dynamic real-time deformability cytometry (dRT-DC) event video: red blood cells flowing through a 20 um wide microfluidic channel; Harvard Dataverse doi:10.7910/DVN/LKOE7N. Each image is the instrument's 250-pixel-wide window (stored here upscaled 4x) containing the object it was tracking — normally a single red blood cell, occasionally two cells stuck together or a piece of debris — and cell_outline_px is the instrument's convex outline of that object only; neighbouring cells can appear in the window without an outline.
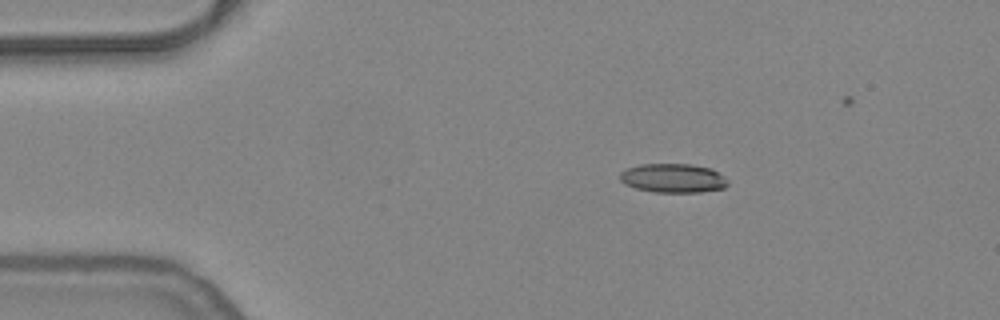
{"species": "common noctule bat (a hibernating species)", "species_latin": "Nyctalus noctula", "temperature_condition": "warm", "stored_images_in_passage": 36, "camera_frame_rate_fps": 3000, "um_per_image_px": 0.085, "animal": {"sex": "female", "body_mass_g": 24.6, "forearm_length_mm": 56.2}, "frame": {"image": 1, "passage_image": 1, "time_ms": 0.0, "image_size_px": [1000, 320], "cell_outline_px": [[728, 184], [724, 188], [700, 192], [656, 192], [636, 188], [624, 184], [620, 180], [620, 172], [628, 168], [640, 164], [692, 164], [712, 168], [724, 176], [728, 180]], "centroid_in_image_um": [57.23, 15.13], "position_along_channel_um": 27.8, "area_um2": 18.32}}
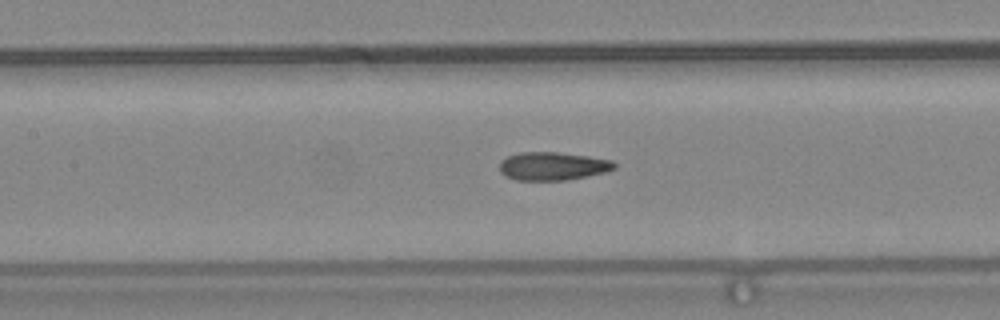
{"frame": {"image": 2, "passage_image": 16, "time_ms": 5.0, "image_size_px": [1000, 320], "cell_outline_px": [[616, 168], [604, 172], [564, 180], [516, 180], [504, 176], [500, 172], [500, 160], [508, 156], [520, 152], [556, 152], [588, 156], [612, 160], [616, 164]], "centroid_in_image_um": [46.94, 14.11], "position_along_channel_um": 160.5, "area_um2": 18.79}}
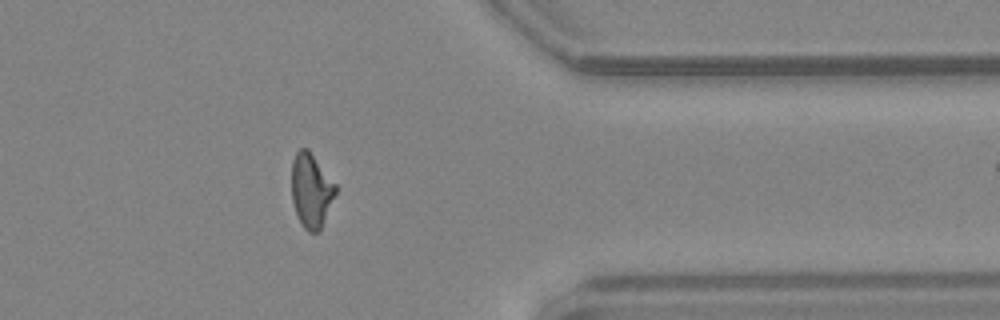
{"frame": {"image": 3, "passage_image": 35, "time_ms": 11.333, "image_size_px": [1000, 320], "cell_outline_px": [[336, 192], [320, 232], [308, 232], [304, 228], [296, 212], [292, 200], [292, 160], [296, 152], [300, 148], [308, 148], [336, 184]], "centroid_in_image_um": [26.45, 16.18], "position_along_channel_um": 384.9, "area_um2": 18.96}}